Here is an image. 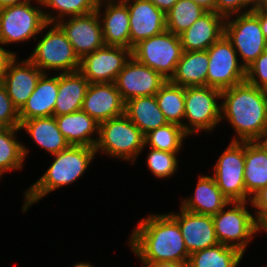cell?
Returning <instances> with one entry per match:
<instances>
[{
	"label": "cell",
	"mask_w": 267,
	"mask_h": 267,
	"mask_svg": "<svg viewBox=\"0 0 267 267\" xmlns=\"http://www.w3.org/2000/svg\"><path fill=\"white\" fill-rule=\"evenodd\" d=\"M245 142L231 141L214 165V180L230 201H247L244 182Z\"/></svg>",
	"instance_id": "12"
},
{
	"label": "cell",
	"mask_w": 267,
	"mask_h": 267,
	"mask_svg": "<svg viewBox=\"0 0 267 267\" xmlns=\"http://www.w3.org/2000/svg\"><path fill=\"white\" fill-rule=\"evenodd\" d=\"M225 18L207 11L188 29L179 34L183 51H205L224 34Z\"/></svg>",
	"instance_id": "21"
},
{
	"label": "cell",
	"mask_w": 267,
	"mask_h": 267,
	"mask_svg": "<svg viewBox=\"0 0 267 267\" xmlns=\"http://www.w3.org/2000/svg\"><path fill=\"white\" fill-rule=\"evenodd\" d=\"M207 11H214L215 0H192Z\"/></svg>",
	"instance_id": "47"
},
{
	"label": "cell",
	"mask_w": 267,
	"mask_h": 267,
	"mask_svg": "<svg viewBox=\"0 0 267 267\" xmlns=\"http://www.w3.org/2000/svg\"><path fill=\"white\" fill-rule=\"evenodd\" d=\"M158 106L166 121L183 128L185 113V87L167 80L155 94Z\"/></svg>",
	"instance_id": "32"
},
{
	"label": "cell",
	"mask_w": 267,
	"mask_h": 267,
	"mask_svg": "<svg viewBox=\"0 0 267 267\" xmlns=\"http://www.w3.org/2000/svg\"><path fill=\"white\" fill-rule=\"evenodd\" d=\"M207 86L224 90L245 81L246 69L238 62L236 50L223 34L208 49Z\"/></svg>",
	"instance_id": "11"
},
{
	"label": "cell",
	"mask_w": 267,
	"mask_h": 267,
	"mask_svg": "<svg viewBox=\"0 0 267 267\" xmlns=\"http://www.w3.org/2000/svg\"><path fill=\"white\" fill-rule=\"evenodd\" d=\"M55 120L60 132L70 145L95 148L98 137L93 136L99 135V123L86 112L79 110L55 116Z\"/></svg>",
	"instance_id": "23"
},
{
	"label": "cell",
	"mask_w": 267,
	"mask_h": 267,
	"mask_svg": "<svg viewBox=\"0 0 267 267\" xmlns=\"http://www.w3.org/2000/svg\"><path fill=\"white\" fill-rule=\"evenodd\" d=\"M248 203L251 202L230 201L220 212L212 215L218 242L236 247L243 254L252 237L261 232L254 214L247 210Z\"/></svg>",
	"instance_id": "5"
},
{
	"label": "cell",
	"mask_w": 267,
	"mask_h": 267,
	"mask_svg": "<svg viewBox=\"0 0 267 267\" xmlns=\"http://www.w3.org/2000/svg\"><path fill=\"white\" fill-rule=\"evenodd\" d=\"M261 231H265L267 234V223L261 228Z\"/></svg>",
	"instance_id": "51"
},
{
	"label": "cell",
	"mask_w": 267,
	"mask_h": 267,
	"mask_svg": "<svg viewBox=\"0 0 267 267\" xmlns=\"http://www.w3.org/2000/svg\"><path fill=\"white\" fill-rule=\"evenodd\" d=\"M209 56L205 51H183L170 81L182 87L207 85Z\"/></svg>",
	"instance_id": "27"
},
{
	"label": "cell",
	"mask_w": 267,
	"mask_h": 267,
	"mask_svg": "<svg viewBox=\"0 0 267 267\" xmlns=\"http://www.w3.org/2000/svg\"><path fill=\"white\" fill-rule=\"evenodd\" d=\"M144 134L125 115H121L99 123V135L95 146L96 154L100 151L111 158L131 161L145 148Z\"/></svg>",
	"instance_id": "4"
},
{
	"label": "cell",
	"mask_w": 267,
	"mask_h": 267,
	"mask_svg": "<svg viewBox=\"0 0 267 267\" xmlns=\"http://www.w3.org/2000/svg\"><path fill=\"white\" fill-rule=\"evenodd\" d=\"M131 56V49L104 45L80 60L79 71L89 83H112Z\"/></svg>",
	"instance_id": "13"
},
{
	"label": "cell",
	"mask_w": 267,
	"mask_h": 267,
	"mask_svg": "<svg viewBox=\"0 0 267 267\" xmlns=\"http://www.w3.org/2000/svg\"><path fill=\"white\" fill-rule=\"evenodd\" d=\"M234 16L235 19L231 18V20L230 17L225 18L224 34L231 41L246 69L267 50V41L261 30L259 19L252 12Z\"/></svg>",
	"instance_id": "10"
},
{
	"label": "cell",
	"mask_w": 267,
	"mask_h": 267,
	"mask_svg": "<svg viewBox=\"0 0 267 267\" xmlns=\"http://www.w3.org/2000/svg\"><path fill=\"white\" fill-rule=\"evenodd\" d=\"M42 7L46 9L55 10L56 16H54L52 11L49 13L45 12L44 17L47 23H56L61 19L67 18L68 16H78L88 14L90 12L96 11L99 7L101 0H40ZM52 14V15H51Z\"/></svg>",
	"instance_id": "35"
},
{
	"label": "cell",
	"mask_w": 267,
	"mask_h": 267,
	"mask_svg": "<svg viewBox=\"0 0 267 267\" xmlns=\"http://www.w3.org/2000/svg\"><path fill=\"white\" fill-rule=\"evenodd\" d=\"M19 111L14 107L5 87L0 84V127H19Z\"/></svg>",
	"instance_id": "38"
},
{
	"label": "cell",
	"mask_w": 267,
	"mask_h": 267,
	"mask_svg": "<svg viewBox=\"0 0 267 267\" xmlns=\"http://www.w3.org/2000/svg\"><path fill=\"white\" fill-rule=\"evenodd\" d=\"M129 246L141 262H188L178 223L168 214H150L133 230Z\"/></svg>",
	"instance_id": "1"
},
{
	"label": "cell",
	"mask_w": 267,
	"mask_h": 267,
	"mask_svg": "<svg viewBox=\"0 0 267 267\" xmlns=\"http://www.w3.org/2000/svg\"><path fill=\"white\" fill-rule=\"evenodd\" d=\"M81 110L98 123L125 113V101L115 83H90Z\"/></svg>",
	"instance_id": "19"
},
{
	"label": "cell",
	"mask_w": 267,
	"mask_h": 267,
	"mask_svg": "<svg viewBox=\"0 0 267 267\" xmlns=\"http://www.w3.org/2000/svg\"><path fill=\"white\" fill-rule=\"evenodd\" d=\"M198 179L193 196L183 198L181 208L196 214L214 215L230 203L213 176L200 175Z\"/></svg>",
	"instance_id": "22"
},
{
	"label": "cell",
	"mask_w": 267,
	"mask_h": 267,
	"mask_svg": "<svg viewBox=\"0 0 267 267\" xmlns=\"http://www.w3.org/2000/svg\"><path fill=\"white\" fill-rule=\"evenodd\" d=\"M43 74L28 58L18 62L14 55L9 61L2 85L18 111L26 104Z\"/></svg>",
	"instance_id": "17"
},
{
	"label": "cell",
	"mask_w": 267,
	"mask_h": 267,
	"mask_svg": "<svg viewBox=\"0 0 267 267\" xmlns=\"http://www.w3.org/2000/svg\"><path fill=\"white\" fill-rule=\"evenodd\" d=\"M188 134L184 129L173 123L149 131L144 136V145L165 152H179Z\"/></svg>",
	"instance_id": "33"
},
{
	"label": "cell",
	"mask_w": 267,
	"mask_h": 267,
	"mask_svg": "<svg viewBox=\"0 0 267 267\" xmlns=\"http://www.w3.org/2000/svg\"><path fill=\"white\" fill-rule=\"evenodd\" d=\"M49 26L28 59L43 73L52 69L60 73L79 71L80 59L66 34L56 23H49Z\"/></svg>",
	"instance_id": "6"
},
{
	"label": "cell",
	"mask_w": 267,
	"mask_h": 267,
	"mask_svg": "<svg viewBox=\"0 0 267 267\" xmlns=\"http://www.w3.org/2000/svg\"><path fill=\"white\" fill-rule=\"evenodd\" d=\"M20 130L19 127H0V170L3 173L24 167L23 161L29 150L16 138Z\"/></svg>",
	"instance_id": "31"
},
{
	"label": "cell",
	"mask_w": 267,
	"mask_h": 267,
	"mask_svg": "<svg viewBox=\"0 0 267 267\" xmlns=\"http://www.w3.org/2000/svg\"><path fill=\"white\" fill-rule=\"evenodd\" d=\"M150 148L147 155V166L151 173L157 178H169L175 175L178 169V152H165L154 148Z\"/></svg>",
	"instance_id": "36"
},
{
	"label": "cell",
	"mask_w": 267,
	"mask_h": 267,
	"mask_svg": "<svg viewBox=\"0 0 267 267\" xmlns=\"http://www.w3.org/2000/svg\"><path fill=\"white\" fill-rule=\"evenodd\" d=\"M251 12H267V0H262Z\"/></svg>",
	"instance_id": "48"
},
{
	"label": "cell",
	"mask_w": 267,
	"mask_h": 267,
	"mask_svg": "<svg viewBox=\"0 0 267 267\" xmlns=\"http://www.w3.org/2000/svg\"><path fill=\"white\" fill-rule=\"evenodd\" d=\"M179 212L168 214L178 223L189 254L219 243L212 215L196 214L183 208Z\"/></svg>",
	"instance_id": "18"
},
{
	"label": "cell",
	"mask_w": 267,
	"mask_h": 267,
	"mask_svg": "<svg viewBox=\"0 0 267 267\" xmlns=\"http://www.w3.org/2000/svg\"><path fill=\"white\" fill-rule=\"evenodd\" d=\"M17 4L0 9V46L26 42L49 27L44 17L41 1Z\"/></svg>",
	"instance_id": "8"
},
{
	"label": "cell",
	"mask_w": 267,
	"mask_h": 267,
	"mask_svg": "<svg viewBox=\"0 0 267 267\" xmlns=\"http://www.w3.org/2000/svg\"><path fill=\"white\" fill-rule=\"evenodd\" d=\"M221 90L205 86L185 87V113L183 123L184 131L190 136L204 132L214 131L221 120Z\"/></svg>",
	"instance_id": "7"
},
{
	"label": "cell",
	"mask_w": 267,
	"mask_h": 267,
	"mask_svg": "<svg viewBox=\"0 0 267 267\" xmlns=\"http://www.w3.org/2000/svg\"><path fill=\"white\" fill-rule=\"evenodd\" d=\"M206 12L207 10L192 0H178L166 13L167 30L179 35Z\"/></svg>",
	"instance_id": "34"
},
{
	"label": "cell",
	"mask_w": 267,
	"mask_h": 267,
	"mask_svg": "<svg viewBox=\"0 0 267 267\" xmlns=\"http://www.w3.org/2000/svg\"><path fill=\"white\" fill-rule=\"evenodd\" d=\"M19 128L25 130L37 146L51 155L66 150L70 146L60 132L54 116L20 121Z\"/></svg>",
	"instance_id": "26"
},
{
	"label": "cell",
	"mask_w": 267,
	"mask_h": 267,
	"mask_svg": "<svg viewBox=\"0 0 267 267\" xmlns=\"http://www.w3.org/2000/svg\"><path fill=\"white\" fill-rule=\"evenodd\" d=\"M128 8L131 50L140 41L167 30L166 14L149 0H122Z\"/></svg>",
	"instance_id": "16"
},
{
	"label": "cell",
	"mask_w": 267,
	"mask_h": 267,
	"mask_svg": "<svg viewBox=\"0 0 267 267\" xmlns=\"http://www.w3.org/2000/svg\"><path fill=\"white\" fill-rule=\"evenodd\" d=\"M242 9L246 11L244 12ZM253 9L254 7L247 0H215L214 5V11L224 18H231L239 13L251 12Z\"/></svg>",
	"instance_id": "39"
},
{
	"label": "cell",
	"mask_w": 267,
	"mask_h": 267,
	"mask_svg": "<svg viewBox=\"0 0 267 267\" xmlns=\"http://www.w3.org/2000/svg\"><path fill=\"white\" fill-rule=\"evenodd\" d=\"M245 81L267 91V50L246 68Z\"/></svg>",
	"instance_id": "37"
},
{
	"label": "cell",
	"mask_w": 267,
	"mask_h": 267,
	"mask_svg": "<svg viewBox=\"0 0 267 267\" xmlns=\"http://www.w3.org/2000/svg\"><path fill=\"white\" fill-rule=\"evenodd\" d=\"M103 3V4H102ZM105 11L101 14L102 6ZM99 15L105 45L131 49L129 12L122 0H101L96 10ZM103 15V18L101 16Z\"/></svg>",
	"instance_id": "20"
},
{
	"label": "cell",
	"mask_w": 267,
	"mask_h": 267,
	"mask_svg": "<svg viewBox=\"0 0 267 267\" xmlns=\"http://www.w3.org/2000/svg\"><path fill=\"white\" fill-rule=\"evenodd\" d=\"M260 22V27L267 41V12H252Z\"/></svg>",
	"instance_id": "44"
},
{
	"label": "cell",
	"mask_w": 267,
	"mask_h": 267,
	"mask_svg": "<svg viewBox=\"0 0 267 267\" xmlns=\"http://www.w3.org/2000/svg\"><path fill=\"white\" fill-rule=\"evenodd\" d=\"M244 182L247 202L267 186V153L254 142H245Z\"/></svg>",
	"instance_id": "29"
},
{
	"label": "cell",
	"mask_w": 267,
	"mask_h": 267,
	"mask_svg": "<svg viewBox=\"0 0 267 267\" xmlns=\"http://www.w3.org/2000/svg\"><path fill=\"white\" fill-rule=\"evenodd\" d=\"M265 153H267V129L260 134L254 141Z\"/></svg>",
	"instance_id": "45"
},
{
	"label": "cell",
	"mask_w": 267,
	"mask_h": 267,
	"mask_svg": "<svg viewBox=\"0 0 267 267\" xmlns=\"http://www.w3.org/2000/svg\"><path fill=\"white\" fill-rule=\"evenodd\" d=\"M254 8L259 5L262 0H247Z\"/></svg>",
	"instance_id": "50"
},
{
	"label": "cell",
	"mask_w": 267,
	"mask_h": 267,
	"mask_svg": "<svg viewBox=\"0 0 267 267\" xmlns=\"http://www.w3.org/2000/svg\"><path fill=\"white\" fill-rule=\"evenodd\" d=\"M3 174H4V173L0 170V178L2 177Z\"/></svg>",
	"instance_id": "52"
},
{
	"label": "cell",
	"mask_w": 267,
	"mask_h": 267,
	"mask_svg": "<svg viewBox=\"0 0 267 267\" xmlns=\"http://www.w3.org/2000/svg\"><path fill=\"white\" fill-rule=\"evenodd\" d=\"M142 267H189L188 262H141Z\"/></svg>",
	"instance_id": "42"
},
{
	"label": "cell",
	"mask_w": 267,
	"mask_h": 267,
	"mask_svg": "<svg viewBox=\"0 0 267 267\" xmlns=\"http://www.w3.org/2000/svg\"><path fill=\"white\" fill-rule=\"evenodd\" d=\"M165 14L174 6L178 0H149Z\"/></svg>",
	"instance_id": "43"
},
{
	"label": "cell",
	"mask_w": 267,
	"mask_h": 267,
	"mask_svg": "<svg viewBox=\"0 0 267 267\" xmlns=\"http://www.w3.org/2000/svg\"><path fill=\"white\" fill-rule=\"evenodd\" d=\"M96 155L95 148L70 145L66 150L53 154L54 161L31 187L25 190L23 212L54 190L72 184L81 178Z\"/></svg>",
	"instance_id": "3"
},
{
	"label": "cell",
	"mask_w": 267,
	"mask_h": 267,
	"mask_svg": "<svg viewBox=\"0 0 267 267\" xmlns=\"http://www.w3.org/2000/svg\"><path fill=\"white\" fill-rule=\"evenodd\" d=\"M64 20L61 19L56 24L66 34L80 60L105 45L101 21L96 11Z\"/></svg>",
	"instance_id": "15"
},
{
	"label": "cell",
	"mask_w": 267,
	"mask_h": 267,
	"mask_svg": "<svg viewBox=\"0 0 267 267\" xmlns=\"http://www.w3.org/2000/svg\"><path fill=\"white\" fill-rule=\"evenodd\" d=\"M89 84L80 71L58 73V94L54 117L81 110Z\"/></svg>",
	"instance_id": "24"
},
{
	"label": "cell",
	"mask_w": 267,
	"mask_h": 267,
	"mask_svg": "<svg viewBox=\"0 0 267 267\" xmlns=\"http://www.w3.org/2000/svg\"><path fill=\"white\" fill-rule=\"evenodd\" d=\"M255 210L254 218L260 229L267 223V186L257 192L250 201Z\"/></svg>",
	"instance_id": "40"
},
{
	"label": "cell",
	"mask_w": 267,
	"mask_h": 267,
	"mask_svg": "<svg viewBox=\"0 0 267 267\" xmlns=\"http://www.w3.org/2000/svg\"><path fill=\"white\" fill-rule=\"evenodd\" d=\"M243 253L236 247L218 243L189 255V267H238Z\"/></svg>",
	"instance_id": "30"
},
{
	"label": "cell",
	"mask_w": 267,
	"mask_h": 267,
	"mask_svg": "<svg viewBox=\"0 0 267 267\" xmlns=\"http://www.w3.org/2000/svg\"><path fill=\"white\" fill-rule=\"evenodd\" d=\"M221 100V120L237 135L231 141L253 142L267 129V91L244 81L222 90Z\"/></svg>",
	"instance_id": "2"
},
{
	"label": "cell",
	"mask_w": 267,
	"mask_h": 267,
	"mask_svg": "<svg viewBox=\"0 0 267 267\" xmlns=\"http://www.w3.org/2000/svg\"><path fill=\"white\" fill-rule=\"evenodd\" d=\"M44 73L26 104L19 111V120L25 121L36 117L54 116L55 102L58 94V75L49 77Z\"/></svg>",
	"instance_id": "25"
},
{
	"label": "cell",
	"mask_w": 267,
	"mask_h": 267,
	"mask_svg": "<svg viewBox=\"0 0 267 267\" xmlns=\"http://www.w3.org/2000/svg\"><path fill=\"white\" fill-rule=\"evenodd\" d=\"M16 55L0 46V84H3L5 72L9 61Z\"/></svg>",
	"instance_id": "41"
},
{
	"label": "cell",
	"mask_w": 267,
	"mask_h": 267,
	"mask_svg": "<svg viewBox=\"0 0 267 267\" xmlns=\"http://www.w3.org/2000/svg\"><path fill=\"white\" fill-rule=\"evenodd\" d=\"M166 81L160 73L131 56L114 83L126 102L136 97L155 95Z\"/></svg>",
	"instance_id": "14"
},
{
	"label": "cell",
	"mask_w": 267,
	"mask_h": 267,
	"mask_svg": "<svg viewBox=\"0 0 267 267\" xmlns=\"http://www.w3.org/2000/svg\"><path fill=\"white\" fill-rule=\"evenodd\" d=\"M124 114L144 135L168 123L158 106L155 95L136 97L126 101Z\"/></svg>",
	"instance_id": "28"
},
{
	"label": "cell",
	"mask_w": 267,
	"mask_h": 267,
	"mask_svg": "<svg viewBox=\"0 0 267 267\" xmlns=\"http://www.w3.org/2000/svg\"><path fill=\"white\" fill-rule=\"evenodd\" d=\"M33 0H0V9L24 3H31ZM39 3L40 0H34Z\"/></svg>",
	"instance_id": "46"
},
{
	"label": "cell",
	"mask_w": 267,
	"mask_h": 267,
	"mask_svg": "<svg viewBox=\"0 0 267 267\" xmlns=\"http://www.w3.org/2000/svg\"><path fill=\"white\" fill-rule=\"evenodd\" d=\"M93 265H91L90 263H86V262H80V263H77L75 265H73V267H92Z\"/></svg>",
	"instance_id": "49"
},
{
	"label": "cell",
	"mask_w": 267,
	"mask_h": 267,
	"mask_svg": "<svg viewBox=\"0 0 267 267\" xmlns=\"http://www.w3.org/2000/svg\"><path fill=\"white\" fill-rule=\"evenodd\" d=\"M183 53L179 35L168 30L140 41L132 49V56L142 64L170 80Z\"/></svg>",
	"instance_id": "9"
}]
</instances>
